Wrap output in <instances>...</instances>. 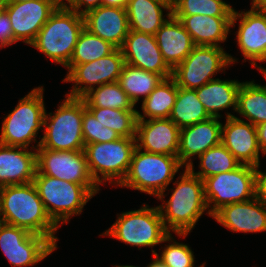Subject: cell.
<instances>
[{
  "label": "cell",
  "mask_w": 266,
  "mask_h": 267,
  "mask_svg": "<svg viewBox=\"0 0 266 267\" xmlns=\"http://www.w3.org/2000/svg\"><path fill=\"white\" fill-rule=\"evenodd\" d=\"M0 1H2L5 4L8 3L9 0H0Z\"/></svg>",
  "instance_id": "db71d44e"
},
{
  "label": "cell",
  "mask_w": 266,
  "mask_h": 267,
  "mask_svg": "<svg viewBox=\"0 0 266 267\" xmlns=\"http://www.w3.org/2000/svg\"><path fill=\"white\" fill-rule=\"evenodd\" d=\"M127 64L148 72L172 77V69L166 64L155 36L129 30L120 48Z\"/></svg>",
  "instance_id": "ac0fdd59"
},
{
  "label": "cell",
  "mask_w": 266,
  "mask_h": 267,
  "mask_svg": "<svg viewBox=\"0 0 266 267\" xmlns=\"http://www.w3.org/2000/svg\"><path fill=\"white\" fill-rule=\"evenodd\" d=\"M235 9L225 1L218 0H173V16H191L194 14L211 17H231Z\"/></svg>",
  "instance_id": "d590c367"
},
{
  "label": "cell",
  "mask_w": 266,
  "mask_h": 267,
  "mask_svg": "<svg viewBox=\"0 0 266 267\" xmlns=\"http://www.w3.org/2000/svg\"><path fill=\"white\" fill-rule=\"evenodd\" d=\"M257 138L261 153L266 154V122L256 126Z\"/></svg>",
  "instance_id": "b9f144b4"
},
{
  "label": "cell",
  "mask_w": 266,
  "mask_h": 267,
  "mask_svg": "<svg viewBox=\"0 0 266 267\" xmlns=\"http://www.w3.org/2000/svg\"><path fill=\"white\" fill-rule=\"evenodd\" d=\"M240 19V20H239ZM239 20L236 42L243 54V62L248 59L251 66L258 67L257 62H266V11L251 8L248 11H233L231 26L235 28Z\"/></svg>",
  "instance_id": "9a60e30c"
},
{
  "label": "cell",
  "mask_w": 266,
  "mask_h": 267,
  "mask_svg": "<svg viewBox=\"0 0 266 267\" xmlns=\"http://www.w3.org/2000/svg\"><path fill=\"white\" fill-rule=\"evenodd\" d=\"M135 148L136 139L127 137L85 145L88 169L95 183L99 187L105 182L119 186L128 173Z\"/></svg>",
  "instance_id": "9c48e42d"
},
{
  "label": "cell",
  "mask_w": 266,
  "mask_h": 267,
  "mask_svg": "<svg viewBox=\"0 0 266 267\" xmlns=\"http://www.w3.org/2000/svg\"><path fill=\"white\" fill-rule=\"evenodd\" d=\"M116 49L110 42L83 29L78 37L68 65H79L98 60Z\"/></svg>",
  "instance_id": "836d02e7"
},
{
  "label": "cell",
  "mask_w": 266,
  "mask_h": 267,
  "mask_svg": "<svg viewBox=\"0 0 266 267\" xmlns=\"http://www.w3.org/2000/svg\"><path fill=\"white\" fill-rule=\"evenodd\" d=\"M203 182L204 197L211 216L223 206L255 197V167L251 165L241 164L233 171L210 176Z\"/></svg>",
  "instance_id": "8fae6325"
},
{
  "label": "cell",
  "mask_w": 266,
  "mask_h": 267,
  "mask_svg": "<svg viewBox=\"0 0 266 267\" xmlns=\"http://www.w3.org/2000/svg\"><path fill=\"white\" fill-rule=\"evenodd\" d=\"M263 77L266 79V72H261Z\"/></svg>",
  "instance_id": "f5cc1de1"
},
{
  "label": "cell",
  "mask_w": 266,
  "mask_h": 267,
  "mask_svg": "<svg viewBox=\"0 0 266 267\" xmlns=\"http://www.w3.org/2000/svg\"><path fill=\"white\" fill-rule=\"evenodd\" d=\"M36 167L42 175L81 185H97L89 172L84 150L55 151L37 148Z\"/></svg>",
  "instance_id": "5bb4252c"
},
{
  "label": "cell",
  "mask_w": 266,
  "mask_h": 267,
  "mask_svg": "<svg viewBox=\"0 0 266 267\" xmlns=\"http://www.w3.org/2000/svg\"><path fill=\"white\" fill-rule=\"evenodd\" d=\"M235 62L237 58L224 51L223 47L195 45L191 53L172 70V78L178 87L195 90L215 80L214 75L225 72Z\"/></svg>",
  "instance_id": "30bf717a"
},
{
  "label": "cell",
  "mask_w": 266,
  "mask_h": 267,
  "mask_svg": "<svg viewBox=\"0 0 266 267\" xmlns=\"http://www.w3.org/2000/svg\"><path fill=\"white\" fill-rule=\"evenodd\" d=\"M166 10L167 15H164ZM129 29L155 36L158 29L172 15V2L168 0H128ZM167 18H164V17Z\"/></svg>",
  "instance_id": "d4e9b609"
},
{
  "label": "cell",
  "mask_w": 266,
  "mask_h": 267,
  "mask_svg": "<svg viewBox=\"0 0 266 267\" xmlns=\"http://www.w3.org/2000/svg\"><path fill=\"white\" fill-rule=\"evenodd\" d=\"M82 99L86 108L137 110L118 82L96 87L85 94Z\"/></svg>",
  "instance_id": "d6a6232c"
},
{
  "label": "cell",
  "mask_w": 266,
  "mask_h": 267,
  "mask_svg": "<svg viewBox=\"0 0 266 267\" xmlns=\"http://www.w3.org/2000/svg\"><path fill=\"white\" fill-rule=\"evenodd\" d=\"M82 132L85 145L90 143L111 142L120 138L112 129L102 126L86 108L83 100Z\"/></svg>",
  "instance_id": "74e56055"
},
{
  "label": "cell",
  "mask_w": 266,
  "mask_h": 267,
  "mask_svg": "<svg viewBox=\"0 0 266 267\" xmlns=\"http://www.w3.org/2000/svg\"><path fill=\"white\" fill-rule=\"evenodd\" d=\"M60 4H66L69 0H57ZM65 1V2H64Z\"/></svg>",
  "instance_id": "816d5d0a"
},
{
  "label": "cell",
  "mask_w": 266,
  "mask_h": 267,
  "mask_svg": "<svg viewBox=\"0 0 266 267\" xmlns=\"http://www.w3.org/2000/svg\"><path fill=\"white\" fill-rule=\"evenodd\" d=\"M26 1H33V0H9L8 3H22Z\"/></svg>",
  "instance_id": "bcb514c9"
},
{
  "label": "cell",
  "mask_w": 266,
  "mask_h": 267,
  "mask_svg": "<svg viewBox=\"0 0 266 267\" xmlns=\"http://www.w3.org/2000/svg\"><path fill=\"white\" fill-rule=\"evenodd\" d=\"M147 267H167L156 255H153V261Z\"/></svg>",
  "instance_id": "f6af8a7d"
},
{
  "label": "cell",
  "mask_w": 266,
  "mask_h": 267,
  "mask_svg": "<svg viewBox=\"0 0 266 267\" xmlns=\"http://www.w3.org/2000/svg\"><path fill=\"white\" fill-rule=\"evenodd\" d=\"M84 28L121 48L129 32L126 8L99 6L83 15Z\"/></svg>",
  "instance_id": "7402d4cb"
},
{
  "label": "cell",
  "mask_w": 266,
  "mask_h": 267,
  "mask_svg": "<svg viewBox=\"0 0 266 267\" xmlns=\"http://www.w3.org/2000/svg\"><path fill=\"white\" fill-rule=\"evenodd\" d=\"M178 94V86L172 77L163 81L142 100L141 110L137 111V120L169 118Z\"/></svg>",
  "instance_id": "83f0119b"
},
{
  "label": "cell",
  "mask_w": 266,
  "mask_h": 267,
  "mask_svg": "<svg viewBox=\"0 0 266 267\" xmlns=\"http://www.w3.org/2000/svg\"><path fill=\"white\" fill-rule=\"evenodd\" d=\"M16 43L14 39L11 21L8 13L3 9L0 12V48Z\"/></svg>",
  "instance_id": "f35d334b"
},
{
  "label": "cell",
  "mask_w": 266,
  "mask_h": 267,
  "mask_svg": "<svg viewBox=\"0 0 266 267\" xmlns=\"http://www.w3.org/2000/svg\"><path fill=\"white\" fill-rule=\"evenodd\" d=\"M102 126L114 130L120 137L135 138L137 111L110 108H87Z\"/></svg>",
  "instance_id": "e575fe53"
},
{
  "label": "cell",
  "mask_w": 266,
  "mask_h": 267,
  "mask_svg": "<svg viewBox=\"0 0 266 267\" xmlns=\"http://www.w3.org/2000/svg\"><path fill=\"white\" fill-rule=\"evenodd\" d=\"M218 117L180 129L179 162L188 168L193 165L195 156L199 157L209 148L221 143L222 123Z\"/></svg>",
  "instance_id": "ffe728a7"
},
{
  "label": "cell",
  "mask_w": 266,
  "mask_h": 267,
  "mask_svg": "<svg viewBox=\"0 0 266 267\" xmlns=\"http://www.w3.org/2000/svg\"><path fill=\"white\" fill-rule=\"evenodd\" d=\"M211 118L196 95V89L178 87V94L169 119L180 129Z\"/></svg>",
  "instance_id": "4dcf8cb0"
},
{
  "label": "cell",
  "mask_w": 266,
  "mask_h": 267,
  "mask_svg": "<svg viewBox=\"0 0 266 267\" xmlns=\"http://www.w3.org/2000/svg\"><path fill=\"white\" fill-rule=\"evenodd\" d=\"M180 175L173 183L175 188H170V198L166 202L164 197L157 198L163 202L158 208L167 232H174L177 236L185 238L192 232L205 211L212 216L205 201L203 180L188 168H184Z\"/></svg>",
  "instance_id": "7a4b0ae2"
},
{
  "label": "cell",
  "mask_w": 266,
  "mask_h": 267,
  "mask_svg": "<svg viewBox=\"0 0 266 267\" xmlns=\"http://www.w3.org/2000/svg\"><path fill=\"white\" fill-rule=\"evenodd\" d=\"M212 218L233 232L259 233L266 231V205L256 197L249 201L223 206Z\"/></svg>",
  "instance_id": "44dd1931"
},
{
  "label": "cell",
  "mask_w": 266,
  "mask_h": 267,
  "mask_svg": "<svg viewBox=\"0 0 266 267\" xmlns=\"http://www.w3.org/2000/svg\"><path fill=\"white\" fill-rule=\"evenodd\" d=\"M0 249L12 267H31L57 248L42 235L4 223L0 227Z\"/></svg>",
  "instance_id": "4fadbf2b"
},
{
  "label": "cell",
  "mask_w": 266,
  "mask_h": 267,
  "mask_svg": "<svg viewBox=\"0 0 266 267\" xmlns=\"http://www.w3.org/2000/svg\"><path fill=\"white\" fill-rule=\"evenodd\" d=\"M251 8L266 11V0H252Z\"/></svg>",
  "instance_id": "ee69618b"
},
{
  "label": "cell",
  "mask_w": 266,
  "mask_h": 267,
  "mask_svg": "<svg viewBox=\"0 0 266 267\" xmlns=\"http://www.w3.org/2000/svg\"><path fill=\"white\" fill-rule=\"evenodd\" d=\"M3 222L46 237L56 248L59 227L48 216L33 182L0 187Z\"/></svg>",
  "instance_id": "6da1fadb"
},
{
  "label": "cell",
  "mask_w": 266,
  "mask_h": 267,
  "mask_svg": "<svg viewBox=\"0 0 266 267\" xmlns=\"http://www.w3.org/2000/svg\"><path fill=\"white\" fill-rule=\"evenodd\" d=\"M258 70H259L260 72H266V68H264L263 66H261V64H260V66L258 67Z\"/></svg>",
  "instance_id": "c3c4849f"
},
{
  "label": "cell",
  "mask_w": 266,
  "mask_h": 267,
  "mask_svg": "<svg viewBox=\"0 0 266 267\" xmlns=\"http://www.w3.org/2000/svg\"><path fill=\"white\" fill-rule=\"evenodd\" d=\"M124 57L120 48L98 60L79 64L67 65L68 72L62 82H73L70 93L65 96L82 98L90 90L108 83L118 82Z\"/></svg>",
  "instance_id": "7c38bea8"
},
{
  "label": "cell",
  "mask_w": 266,
  "mask_h": 267,
  "mask_svg": "<svg viewBox=\"0 0 266 267\" xmlns=\"http://www.w3.org/2000/svg\"><path fill=\"white\" fill-rule=\"evenodd\" d=\"M31 147L29 151V148L0 144V187L33 182L37 170L36 146Z\"/></svg>",
  "instance_id": "603a6c76"
},
{
  "label": "cell",
  "mask_w": 266,
  "mask_h": 267,
  "mask_svg": "<svg viewBox=\"0 0 266 267\" xmlns=\"http://www.w3.org/2000/svg\"><path fill=\"white\" fill-rule=\"evenodd\" d=\"M4 3L2 1H0V12L4 9Z\"/></svg>",
  "instance_id": "681fc988"
},
{
  "label": "cell",
  "mask_w": 266,
  "mask_h": 267,
  "mask_svg": "<svg viewBox=\"0 0 266 267\" xmlns=\"http://www.w3.org/2000/svg\"><path fill=\"white\" fill-rule=\"evenodd\" d=\"M181 168L185 167L176 156L149 153L136 147L128 173L119 187L165 198L168 185Z\"/></svg>",
  "instance_id": "5b68a950"
},
{
  "label": "cell",
  "mask_w": 266,
  "mask_h": 267,
  "mask_svg": "<svg viewBox=\"0 0 266 267\" xmlns=\"http://www.w3.org/2000/svg\"><path fill=\"white\" fill-rule=\"evenodd\" d=\"M163 77L159 74L139 69L125 63L123 65L118 83L122 90L127 94L129 99L136 106L141 97L142 100L163 81Z\"/></svg>",
  "instance_id": "f1b7e54d"
},
{
  "label": "cell",
  "mask_w": 266,
  "mask_h": 267,
  "mask_svg": "<svg viewBox=\"0 0 266 267\" xmlns=\"http://www.w3.org/2000/svg\"><path fill=\"white\" fill-rule=\"evenodd\" d=\"M65 5L78 14L84 15L86 12L101 6L102 0H69Z\"/></svg>",
  "instance_id": "ab89813d"
},
{
  "label": "cell",
  "mask_w": 266,
  "mask_h": 267,
  "mask_svg": "<svg viewBox=\"0 0 266 267\" xmlns=\"http://www.w3.org/2000/svg\"><path fill=\"white\" fill-rule=\"evenodd\" d=\"M83 15L60 4L30 44L57 64L66 67L81 31Z\"/></svg>",
  "instance_id": "277c9868"
},
{
  "label": "cell",
  "mask_w": 266,
  "mask_h": 267,
  "mask_svg": "<svg viewBox=\"0 0 266 267\" xmlns=\"http://www.w3.org/2000/svg\"><path fill=\"white\" fill-rule=\"evenodd\" d=\"M54 113L45 110L44 135L38 148L55 151L84 150L82 132L83 99L66 96Z\"/></svg>",
  "instance_id": "52a82bcc"
},
{
  "label": "cell",
  "mask_w": 266,
  "mask_h": 267,
  "mask_svg": "<svg viewBox=\"0 0 266 267\" xmlns=\"http://www.w3.org/2000/svg\"><path fill=\"white\" fill-rule=\"evenodd\" d=\"M190 34L194 45L222 47L230 33L231 17H211L194 14L174 16Z\"/></svg>",
  "instance_id": "484cf974"
},
{
  "label": "cell",
  "mask_w": 266,
  "mask_h": 267,
  "mask_svg": "<svg viewBox=\"0 0 266 267\" xmlns=\"http://www.w3.org/2000/svg\"><path fill=\"white\" fill-rule=\"evenodd\" d=\"M33 183L51 220L60 227L70 217L80 215L87 202L100 191L98 185H81L40 174L37 170Z\"/></svg>",
  "instance_id": "3957f363"
},
{
  "label": "cell",
  "mask_w": 266,
  "mask_h": 267,
  "mask_svg": "<svg viewBox=\"0 0 266 267\" xmlns=\"http://www.w3.org/2000/svg\"><path fill=\"white\" fill-rule=\"evenodd\" d=\"M128 0H102L103 6L126 8Z\"/></svg>",
  "instance_id": "7bdbcfd3"
},
{
  "label": "cell",
  "mask_w": 266,
  "mask_h": 267,
  "mask_svg": "<svg viewBox=\"0 0 266 267\" xmlns=\"http://www.w3.org/2000/svg\"><path fill=\"white\" fill-rule=\"evenodd\" d=\"M166 64L173 70L192 51L194 43L181 21L171 15L155 34Z\"/></svg>",
  "instance_id": "cb8c5ba5"
},
{
  "label": "cell",
  "mask_w": 266,
  "mask_h": 267,
  "mask_svg": "<svg viewBox=\"0 0 266 267\" xmlns=\"http://www.w3.org/2000/svg\"><path fill=\"white\" fill-rule=\"evenodd\" d=\"M43 91V86L32 89L19 100L13 111L5 116L0 132V144L28 148L36 142V149L40 146L36 137L44 127L46 109Z\"/></svg>",
  "instance_id": "8992f818"
},
{
  "label": "cell",
  "mask_w": 266,
  "mask_h": 267,
  "mask_svg": "<svg viewBox=\"0 0 266 267\" xmlns=\"http://www.w3.org/2000/svg\"><path fill=\"white\" fill-rule=\"evenodd\" d=\"M225 114L226 122L222 123L221 143L241 164L258 166L261 150L256 126L229 112Z\"/></svg>",
  "instance_id": "e0dca14e"
},
{
  "label": "cell",
  "mask_w": 266,
  "mask_h": 267,
  "mask_svg": "<svg viewBox=\"0 0 266 267\" xmlns=\"http://www.w3.org/2000/svg\"><path fill=\"white\" fill-rule=\"evenodd\" d=\"M237 113L254 126L266 122V85L242 82L238 92Z\"/></svg>",
  "instance_id": "f546056e"
},
{
  "label": "cell",
  "mask_w": 266,
  "mask_h": 267,
  "mask_svg": "<svg viewBox=\"0 0 266 267\" xmlns=\"http://www.w3.org/2000/svg\"><path fill=\"white\" fill-rule=\"evenodd\" d=\"M168 234L158 206L143 204L138 210L117 214V220L100 236L113 237L141 250L164 243Z\"/></svg>",
  "instance_id": "ba28073f"
},
{
  "label": "cell",
  "mask_w": 266,
  "mask_h": 267,
  "mask_svg": "<svg viewBox=\"0 0 266 267\" xmlns=\"http://www.w3.org/2000/svg\"><path fill=\"white\" fill-rule=\"evenodd\" d=\"M4 224L3 219H2V215H1V210H0V227Z\"/></svg>",
  "instance_id": "f907efd6"
},
{
  "label": "cell",
  "mask_w": 266,
  "mask_h": 267,
  "mask_svg": "<svg viewBox=\"0 0 266 267\" xmlns=\"http://www.w3.org/2000/svg\"><path fill=\"white\" fill-rule=\"evenodd\" d=\"M198 158L200 171L195 172L193 165L188 169L201 180L222 172L233 171L241 165L222 143L209 148Z\"/></svg>",
  "instance_id": "1f68e13d"
},
{
  "label": "cell",
  "mask_w": 266,
  "mask_h": 267,
  "mask_svg": "<svg viewBox=\"0 0 266 267\" xmlns=\"http://www.w3.org/2000/svg\"><path fill=\"white\" fill-rule=\"evenodd\" d=\"M180 128L169 118L137 120L136 147L149 153L176 156Z\"/></svg>",
  "instance_id": "d6986e66"
},
{
  "label": "cell",
  "mask_w": 266,
  "mask_h": 267,
  "mask_svg": "<svg viewBox=\"0 0 266 267\" xmlns=\"http://www.w3.org/2000/svg\"><path fill=\"white\" fill-rule=\"evenodd\" d=\"M113 267H138V266H133V265H114Z\"/></svg>",
  "instance_id": "7dc6e473"
},
{
  "label": "cell",
  "mask_w": 266,
  "mask_h": 267,
  "mask_svg": "<svg viewBox=\"0 0 266 267\" xmlns=\"http://www.w3.org/2000/svg\"><path fill=\"white\" fill-rule=\"evenodd\" d=\"M260 164L255 166V197L266 205V171L259 170Z\"/></svg>",
  "instance_id": "60d3db41"
},
{
  "label": "cell",
  "mask_w": 266,
  "mask_h": 267,
  "mask_svg": "<svg viewBox=\"0 0 266 267\" xmlns=\"http://www.w3.org/2000/svg\"><path fill=\"white\" fill-rule=\"evenodd\" d=\"M60 3L57 0H33L5 3L16 42L30 45Z\"/></svg>",
  "instance_id": "2e32d148"
},
{
  "label": "cell",
  "mask_w": 266,
  "mask_h": 267,
  "mask_svg": "<svg viewBox=\"0 0 266 267\" xmlns=\"http://www.w3.org/2000/svg\"><path fill=\"white\" fill-rule=\"evenodd\" d=\"M242 82L238 80H215L209 81L200 88L196 89L199 101L211 117L221 118L219 111L232 107L236 112L238 92Z\"/></svg>",
  "instance_id": "4316f807"
},
{
  "label": "cell",
  "mask_w": 266,
  "mask_h": 267,
  "mask_svg": "<svg viewBox=\"0 0 266 267\" xmlns=\"http://www.w3.org/2000/svg\"><path fill=\"white\" fill-rule=\"evenodd\" d=\"M171 233L165 237V242H170L163 247L161 255L153 249L152 256L156 255L167 267H195V256L189 247L184 243H179L173 238ZM172 242V243H171ZM205 262L199 267H205Z\"/></svg>",
  "instance_id": "8d00e7d4"
}]
</instances>
